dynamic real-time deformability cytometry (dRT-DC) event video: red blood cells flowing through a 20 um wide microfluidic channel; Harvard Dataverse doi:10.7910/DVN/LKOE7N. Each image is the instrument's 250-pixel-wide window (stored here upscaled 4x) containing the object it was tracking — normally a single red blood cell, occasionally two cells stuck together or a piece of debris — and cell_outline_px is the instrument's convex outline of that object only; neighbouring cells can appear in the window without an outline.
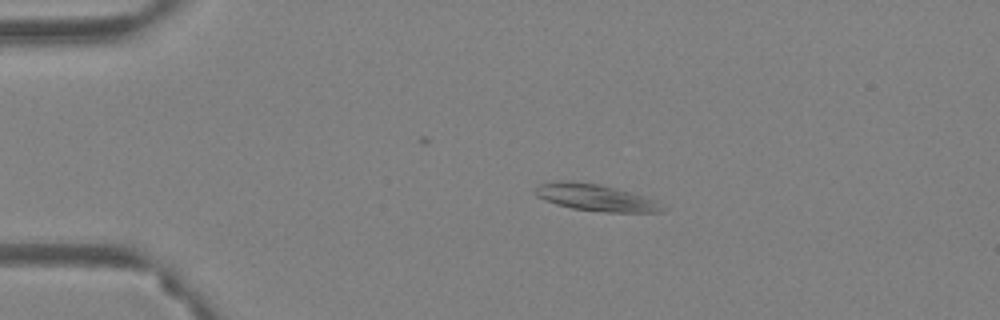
{"species": "Egyptian fruit bat (a non-hibernating species)", "species_latin": "Rousettus aegyptiacus", "temperature_condition": "warm", "stored_images_in_passage": 48, "camera_frame_rate_fps": 3000, "um_per_image_px": 0.085, "animal": {"sex": "female"}, "frame": {"image": 1, "passage_image": 1, "time_ms": 0.0, "image_size_px": [1000, 320], "cell_outline_px": [[668, 208], [664, 212], [608, 212], [572, 208], [556, 204], [544, 200], [536, 196], [536, 188], [540, 184], [564, 180], [600, 184], [616, 188], [644, 196], [656, 200]], "centroid_in_image_um": [50.69, 16.8], "position_along_channel_um": 34.3, "area_um2": 19.77}}
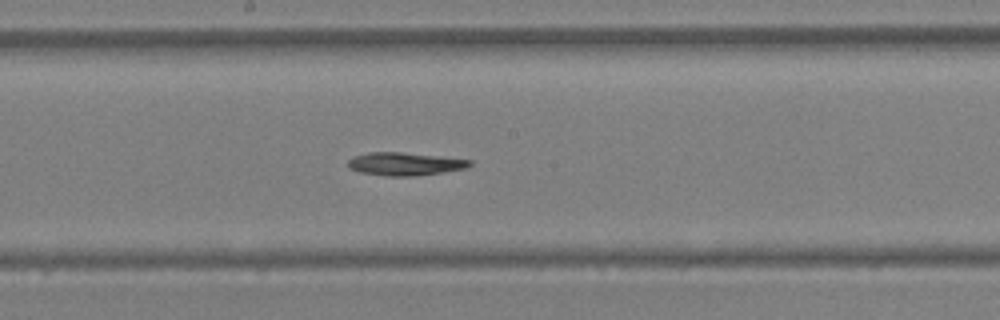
{"frame": {"image": 2, "passage_image": 21, "time_ms": 6.667, "image_size_px": [1000, 320], "cell_outline_px": [[472, 164], [468, 168], [444, 172], [416, 176], [388, 176], [360, 172], [348, 168], [348, 160], [352, 156], [368, 152], [400, 152], [472, 160]], "centroid_in_image_um": [34.4, 13.93], "position_along_channel_um": 213.8, "area_um2": 16.36}}
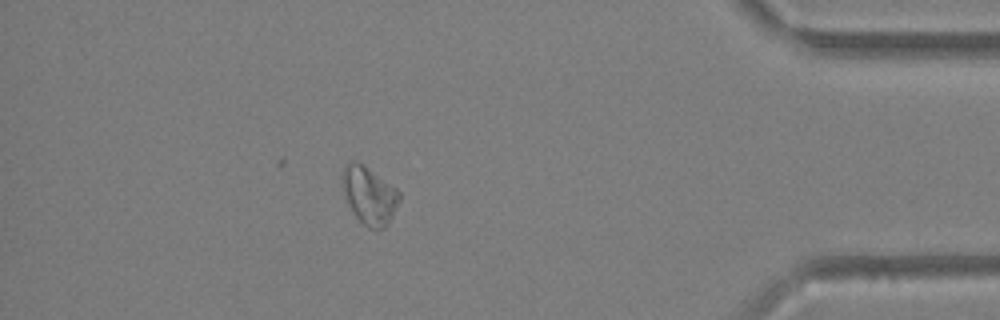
{"frame": {"image": 3, "passage_image": 41, "time_ms": 13.333, "image_size_px": [1000, 320], "cell_outline_px": [[400, 200], [392, 216], [384, 228], [368, 228], [352, 212], [344, 196], [340, 180], [340, 176], [344, 164], [348, 160], [356, 160], [364, 164], [396, 188], [400, 192]], "centroid_in_image_um": [31.33, 16.54], "position_along_channel_um": 403.9, "area_um2": 19.48}}